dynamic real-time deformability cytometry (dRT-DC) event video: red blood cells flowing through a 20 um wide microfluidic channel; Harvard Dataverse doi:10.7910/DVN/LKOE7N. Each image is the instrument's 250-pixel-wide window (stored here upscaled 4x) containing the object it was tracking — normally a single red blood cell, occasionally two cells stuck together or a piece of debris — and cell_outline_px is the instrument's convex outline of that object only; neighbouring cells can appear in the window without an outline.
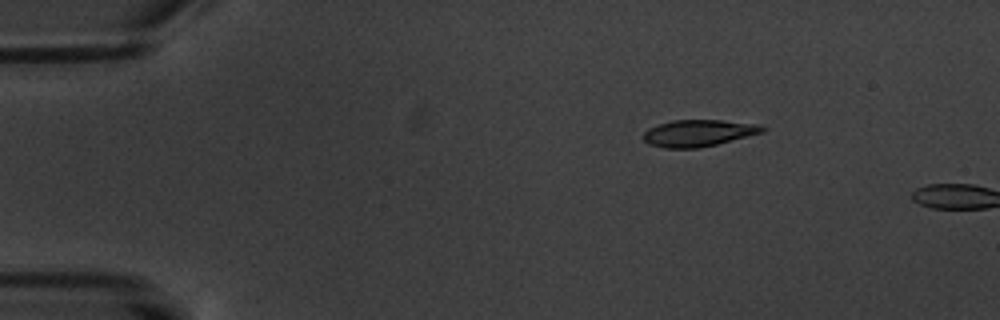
{"species": "common noctule bat (a hibernating species)", "species_latin": "Nyctalus noctula", "temperature_condition": "warm", "stored_images_in_passage": 2, "camera_frame_rate_fps": 3000, "um_per_image_px": 0.085, "animal": {"sex": "male", "body_mass_g": 20.1, "forearm_length_mm": 53.5}, "frame": {"image": 1, "passage_image": 1, "time_ms": 0.0, "image_size_px": [1000, 320], "cell_outline_px": [[768, 128], [764, 132], [700, 148], [664, 148], [648, 144], [644, 140], [644, 132], [648, 128], [672, 120], [720, 120], [760, 124]], "centroid_in_image_um": [59.39, 11.31], "position_along_channel_um": 25.6, "area_um2": 18.55}}